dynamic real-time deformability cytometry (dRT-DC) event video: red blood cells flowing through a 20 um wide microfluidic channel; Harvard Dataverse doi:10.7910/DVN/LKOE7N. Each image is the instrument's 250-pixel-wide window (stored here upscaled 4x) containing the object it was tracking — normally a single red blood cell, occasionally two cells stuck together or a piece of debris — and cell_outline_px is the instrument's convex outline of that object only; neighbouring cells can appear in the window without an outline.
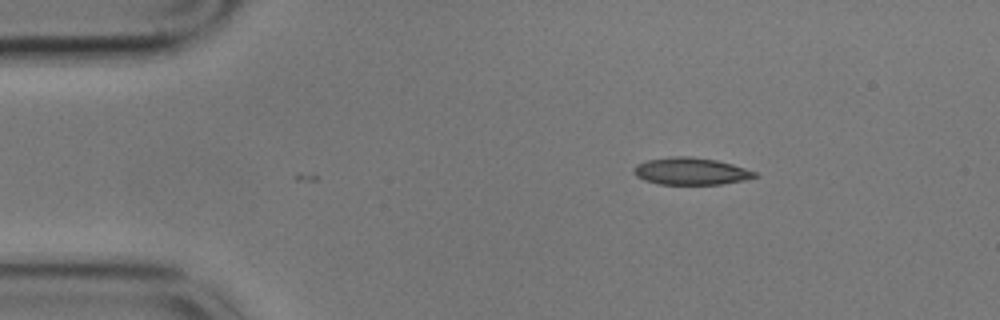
{"species": "common noctule bat (a hibernating species)", "species_latin": "Nyctalus noctula", "temperature_condition": "cold", "stored_images_in_passage": 2, "camera_frame_rate_fps": 3000, "um_per_image_px": 0.085, "animal": {"sex": "male", "body_mass_g": 17.9}, "frame": {"image": 1, "passage_image": 1, "time_ms": 0.0, "image_size_px": [1000, 320], "cell_outline_px": [[760, 176], [744, 180], [720, 184], [660, 184], [644, 180], [636, 176], [632, 172], [632, 168], [636, 164], [648, 160], [676, 156], [692, 156], [716, 160], [732, 164], [756, 172]], "centroid_in_image_um": [58.71, 14.55], "position_along_channel_um": 26.3, "area_um2": 19.13}}